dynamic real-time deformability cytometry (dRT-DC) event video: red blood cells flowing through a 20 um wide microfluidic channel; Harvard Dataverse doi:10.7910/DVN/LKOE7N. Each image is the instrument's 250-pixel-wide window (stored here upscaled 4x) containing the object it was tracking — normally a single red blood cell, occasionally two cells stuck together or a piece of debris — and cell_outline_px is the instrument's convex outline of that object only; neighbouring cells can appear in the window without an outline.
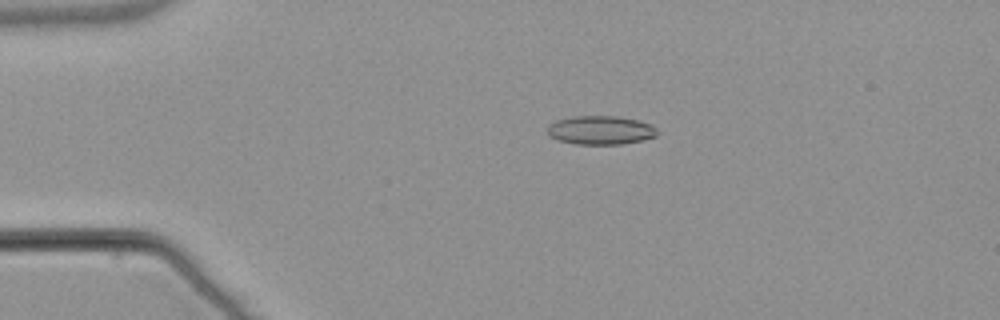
{"species": "common noctule bat (a hibernating species)", "species_latin": "Nyctalus noctula", "temperature_condition": "warm", "stored_images_in_passage": 54, "camera_frame_rate_fps": 3000, "um_per_image_px": 0.085, "animal": {"sex": "male", "body_mass_g": 21.5, "forearm_length_mm": 52.0}, "frame": {"image": 1, "passage_image": 12, "time_ms": 3.667, "image_size_px": [1000, 320], "cell_outline_px": [[656, 136], [644, 140], [620, 144], [576, 144], [560, 140], [548, 136], [548, 124], [556, 120], [572, 116], [616, 116], [636, 120], [652, 124], [656, 128]], "centroid_in_image_um": [51.04, 11.06], "position_along_channel_um": 34.0, "area_um2": 18.38}}
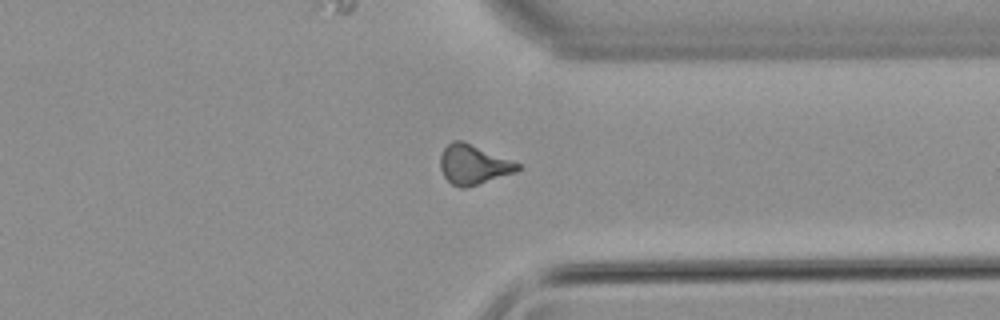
{"frame": {"image": 2, "passage_image": 42, "time_ms": 13.667, "image_size_px": [1000, 320], "cell_outline_px": [[520, 168], [512, 172], [464, 188], [460, 188], [452, 184], [444, 176], [440, 168], [440, 156], [444, 148], [452, 140], [464, 140], [520, 164]], "centroid_in_image_um": [40.17, 13.95], "position_along_channel_um": 371.2, "area_um2": 17.46}}
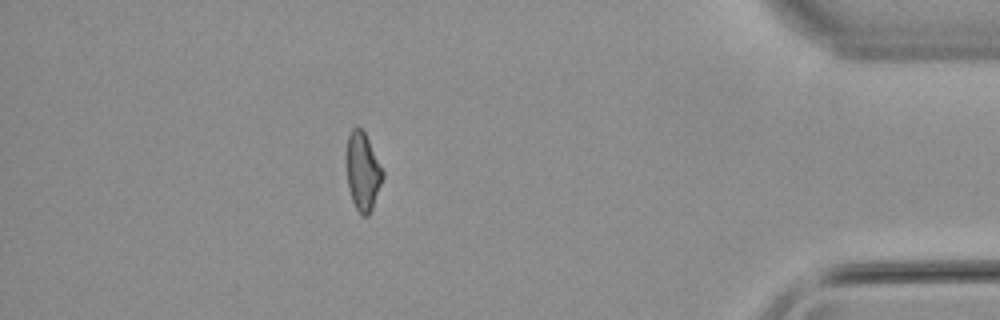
{"frame": {"image": 3, "passage_image": 48, "time_ms": 15.667, "image_size_px": [1000, 320], "cell_outline_px": [[384, 176], [372, 208], [368, 216], [360, 216], [352, 200], [348, 184], [344, 156], [348, 136], [352, 128], [356, 124], [364, 132], [384, 168]], "centroid_in_image_um": [30.82, 14.53], "position_along_channel_um": 404.4, "area_um2": 16.99}, "authors_computed_cell_mechanics": {"area_um2": 17.4845, "velocity_mm_per_s": 3.8511, "shape_relaxation_time_tau1_ms": null, "shape_relaxation_time_tau2_ms": 2.3403, "deformation_change_tau1": null, "deformation_change_tau2": 0.1005}}